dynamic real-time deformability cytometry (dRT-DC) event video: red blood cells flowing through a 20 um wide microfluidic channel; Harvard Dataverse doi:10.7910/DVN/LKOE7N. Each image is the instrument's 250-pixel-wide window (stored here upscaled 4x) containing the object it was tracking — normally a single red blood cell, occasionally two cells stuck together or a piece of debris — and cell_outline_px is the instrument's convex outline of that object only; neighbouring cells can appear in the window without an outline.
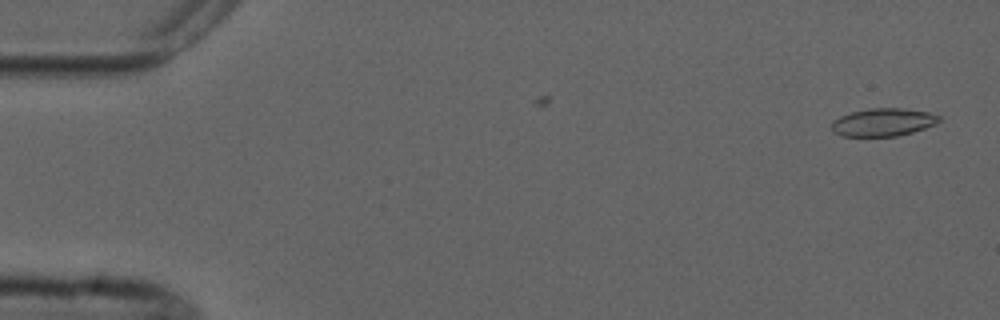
{"species": "common noctule bat (a hibernating species)", "species_latin": "Nyctalus noctula", "temperature_condition": "cold", "stored_images_in_passage": 3, "camera_frame_rate_fps": 3000, "um_per_image_px": 0.085, "animal": {"sex": "male", "forearm_length_mm": 52.5}, "frame": {"image": 1, "passage_image": 1, "time_ms": 0.0, "image_size_px": [1000, 320], "cell_outline_px": [[940, 120], [936, 124], [912, 132], [896, 136], [840, 136], [832, 132], [832, 120], [840, 116], [852, 112], [868, 108], [904, 108], [928, 112], [940, 116]], "centroid_in_image_um": [75.04, 10.39], "position_along_channel_um": 10.0, "area_um2": 17.51}}